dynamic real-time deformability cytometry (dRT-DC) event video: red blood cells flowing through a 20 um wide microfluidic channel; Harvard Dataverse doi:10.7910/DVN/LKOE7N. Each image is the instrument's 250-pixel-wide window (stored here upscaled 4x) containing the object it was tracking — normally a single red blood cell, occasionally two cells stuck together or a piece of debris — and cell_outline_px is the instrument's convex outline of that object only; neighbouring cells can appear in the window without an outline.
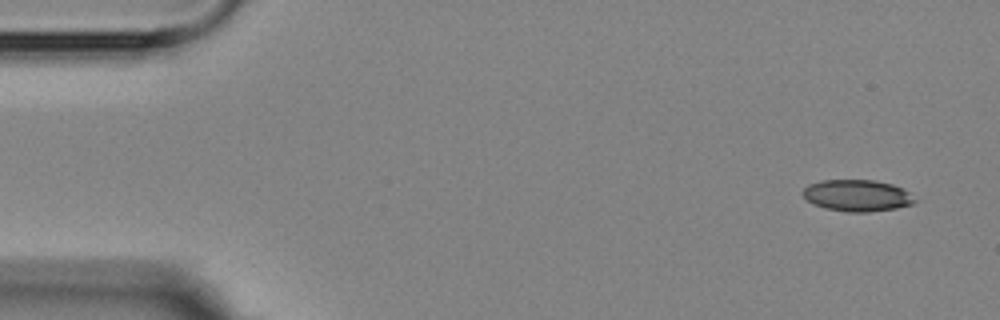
{"species": "Egyptian fruit bat (a non-hibernating species)", "species_latin": "Rousettus aegyptiacus", "temperature_condition": "room temperature", "stored_images_in_passage": 2, "segment_of_instrument_passage": [2, 2], "camera_frame_rate_fps": 3000, "um_per_image_px": 0.085, "animal": {"sex": "female"}, "frame": {"image": 1, "passage_image": 2, "time_ms": 2.333, "image_size_px": [1000, 320], "cell_outline_px": [[920, 200], [916, 204], [896, 208], [868, 212], [848, 212], [824, 208], [808, 200], [800, 192], [808, 184], [820, 180], [876, 180], [892, 184], [904, 188]], "centroid_in_image_um": [72.93, 16.61], "position_along_channel_um": 12.1, "area_um2": 20.98}}